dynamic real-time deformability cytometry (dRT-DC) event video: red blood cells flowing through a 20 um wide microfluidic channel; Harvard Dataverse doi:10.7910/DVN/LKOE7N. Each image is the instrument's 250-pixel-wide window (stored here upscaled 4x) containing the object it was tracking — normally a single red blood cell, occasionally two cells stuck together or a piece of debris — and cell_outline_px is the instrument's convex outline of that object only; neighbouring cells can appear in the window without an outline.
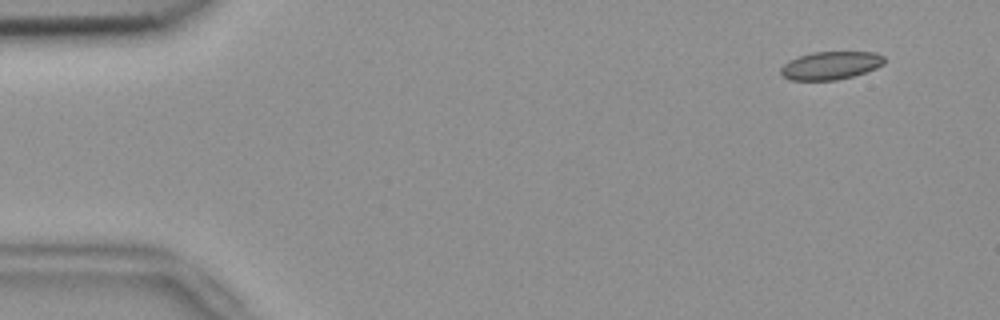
{"species": "common noctule bat (a hibernating species)", "species_latin": "Nyctalus noctula", "temperature_condition": "room temperature", "stored_images_in_passage": 55, "camera_frame_rate_fps": 3000, "um_per_image_px": 0.085, "animal": {"sex": "female", "body_mass_g": 18.4}, "frame": {"image": 1, "passage_image": 5, "time_ms": 1.333, "image_size_px": [1000, 320], "cell_outline_px": [[884, 64], [876, 68], [852, 76], [836, 80], [788, 80], [780, 72], [780, 68], [788, 60], [812, 52], [876, 52], [884, 56]], "centroid_in_image_um": [70.59, 5.56], "position_along_channel_um": 14.4, "area_um2": 16.88}}
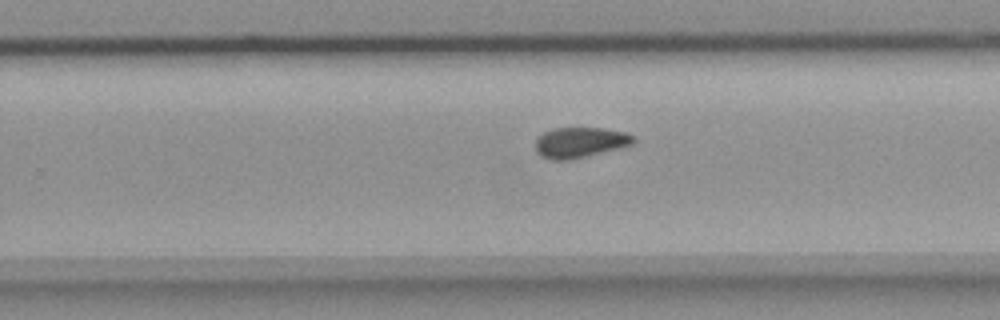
{"frame": {"image": 2, "passage_image": 35, "time_ms": 11.333, "image_size_px": [1000, 320], "cell_outline_px": [[636, 140], [632, 144], [620, 148], [572, 160], [552, 160], [540, 156], [536, 152], [536, 140], [544, 132], [552, 128], [604, 128], [624, 132], [632, 136]], "centroid_in_image_um": [49.29, 12.12], "position_along_channel_um": 280.5, "area_um2": 17.46}}
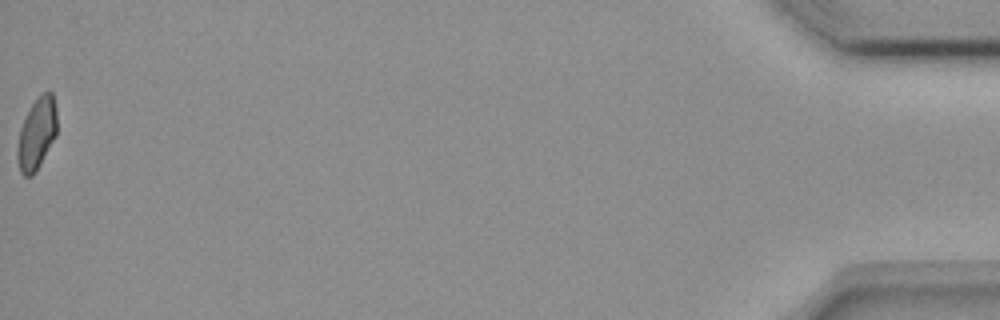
{"frame": {"image": 3, "passage_image": 55, "time_ms": 18.0, "image_size_px": [1000, 320], "cell_outline_px": [[56, 136], [36, 172], [32, 176], [24, 176], [20, 172], [16, 156], [16, 148], [20, 128], [32, 104], [48, 88], [52, 92], [56, 108]], "centroid_in_image_um": [3.12, 11.39], "position_along_channel_um": 432.1, "area_um2": 16.59}, "authors_computed_cell_mechanics": {"area_um2": 17.5712, "velocity_mm_per_s": 3.774, "shape_relaxation_time_tau1_ms": null, "shape_relaxation_time_tau2_ms": 3.2293, "deformation_change_tau1": null, "deformation_change_tau2": 0.0714}}